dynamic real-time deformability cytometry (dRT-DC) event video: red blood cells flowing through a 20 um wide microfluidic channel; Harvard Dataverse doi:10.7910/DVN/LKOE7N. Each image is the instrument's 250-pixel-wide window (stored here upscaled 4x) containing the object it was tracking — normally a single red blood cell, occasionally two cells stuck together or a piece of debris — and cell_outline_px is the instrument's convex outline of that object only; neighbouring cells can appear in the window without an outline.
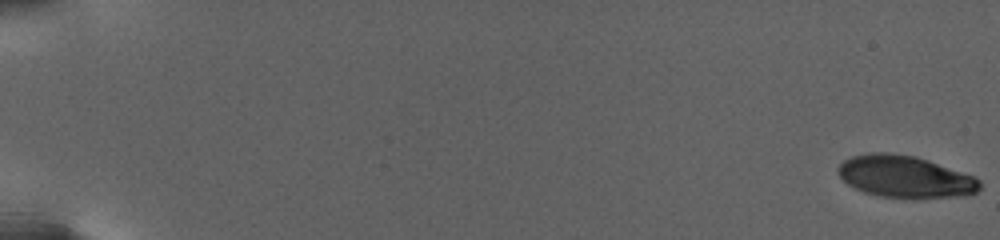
{"species": "human", "species_latin": "Homo sapiens", "temperature_condition": "warm", "stored_images_in_passage": 74, "camera_frame_rate_fps": 3000, "um_per_image_px": 0.085, "donor": {"sex": "female"}, "frame": {"image": 1, "passage_image": 1, "time_ms": 0.0, "image_size_px": [1000, 240], "cell_outline_px": [[980, 188], [976, 192], [952, 196], [880, 196], [864, 192], [848, 184], [840, 176], [840, 164], [844, 160], [852, 156], [872, 152], [888, 152], [916, 156], [976, 176], [980, 180]], "centroid_in_image_um": [76.93, 14.97], "position_along_channel_um": 8.1, "area_um2": 33.76}}
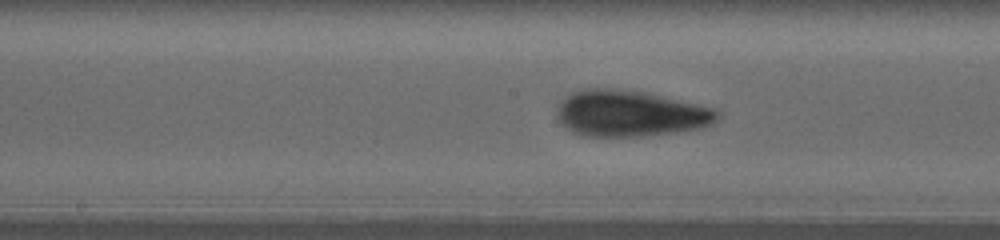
{"frame": {"image": 2, "passage_image": 43, "time_ms": 14.667, "image_size_px": [1000, 240], "cell_outline_px": [[720, 116], [712, 124], [700, 128], [644, 136], [580, 136], [572, 132], [560, 120], [556, 112], [560, 104], [572, 92], [588, 88], [604, 88], [640, 92], [660, 96], [716, 108], [720, 112]], "centroid_in_image_um": [53.58, 9.66], "position_along_channel_um": 194.6, "area_um2": 42.54}}
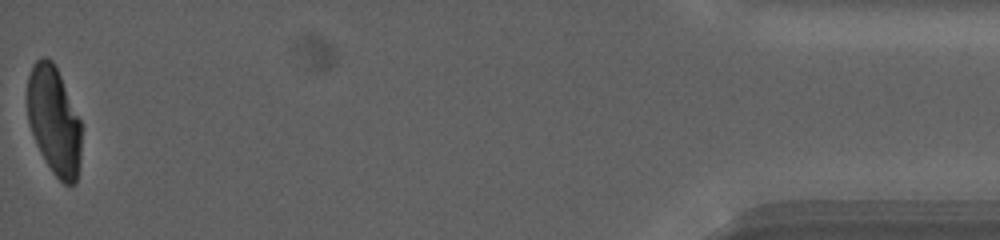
{"frame": {"image": 3, "passage_image": 74, "time_ms": 26.667, "image_size_px": [1000, 240], "cell_outline_px": [[80, 160], [76, 184], [64, 184], [52, 172], [40, 152], [36, 144], [28, 124], [28, 76], [32, 64], [40, 56], [48, 56], [52, 60], [60, 76], [80, 120]], "centroid_in_image_um": [4.57, 10.25], "position_along_channel_um": 430.6, "area_um2": 33.93}, "authors_computed_cell_mechanics": {"area_um2": 37.7145, "velocity_mm_per_s": 2.6585, "shape_relaxation_time_tau1_ms": 6.7715, "shape_relaxation_time_tau2_ms": 1.3617, "deformation_change_tau1": 0.2227, "deformation_change_tau2": 0.0737}}